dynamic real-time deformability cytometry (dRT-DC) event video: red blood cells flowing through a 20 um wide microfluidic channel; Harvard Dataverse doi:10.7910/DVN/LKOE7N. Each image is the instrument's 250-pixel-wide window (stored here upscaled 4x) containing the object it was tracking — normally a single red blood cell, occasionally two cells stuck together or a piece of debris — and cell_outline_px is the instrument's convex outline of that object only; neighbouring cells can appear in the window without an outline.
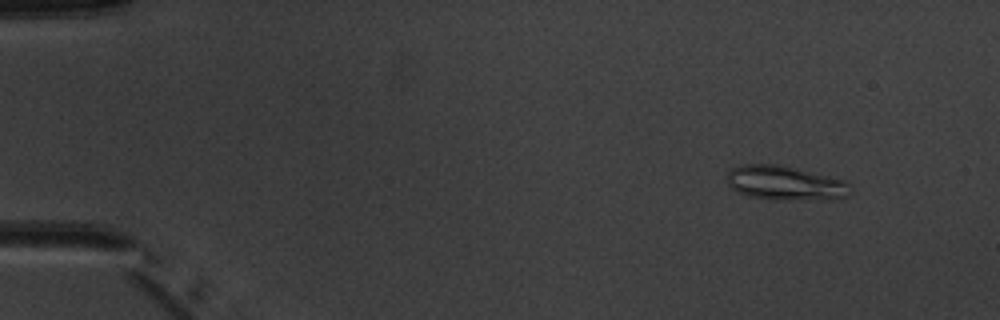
{"species": "common noctule bat (a hibernating species)", "species_latin": "Nyctalus noctula", "temperature_condition": "warm", "stored_images_in_passage": 6, "segment_of_instrument_passage": [1, 2], "camera_frame_rate_fps": 3000, "um_per_image_px": 0.085, "animal": {"sex": "male", "body_mass_g": 20.1, "forearm_length_mm": 53.5}, "frame": {"image": 1, "passage_image": 2, "time_ms": 1.0, "image_size_px": [1000, 320], "cell_outline_px": [[852, 192], [848, 196], [832, 200], [784, 200], [748, 196], [732, 188], [728, 184], [728, 172], [732, 168], [744, 164], [780, 164], [844, 180], [848, 184]], "centroid_in_image_um": [66.78, 15.57], "position_along_channel_um": 18.2, "area_um2": 24.74}}